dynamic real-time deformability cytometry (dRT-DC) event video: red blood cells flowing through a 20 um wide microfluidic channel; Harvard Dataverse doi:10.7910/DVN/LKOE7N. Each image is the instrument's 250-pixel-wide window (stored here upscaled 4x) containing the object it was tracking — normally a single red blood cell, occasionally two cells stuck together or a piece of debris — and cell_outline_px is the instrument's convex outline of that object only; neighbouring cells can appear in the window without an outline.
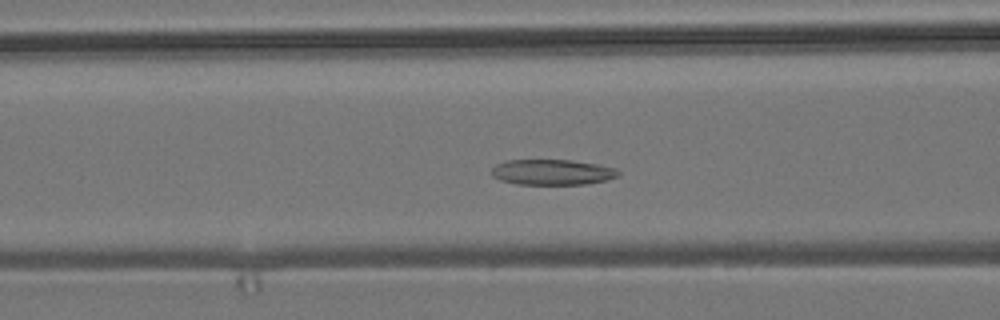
{"species": "common noctule bat (a hibernating species)", "species_latin": "Nyctalus noctula", "temperature_condition": "room temperature", "stored_images_in_passage": 53, "camera_frame_rate_fps": 3000, "um_per_image_px": 0.085, "animal": {"sex": "male", "body_mass_g": 19.2, "forearm_length_mm": 51.8}, "frame": {"image": 1, "passage_image": 19, "time_ms": 6.0, "image_size_px": [1000, 320], "cell_outline_px": [[620, 176], [608, 180], [584, 184], [516, 184], [500, 180], [492, 176], [492, 168], [496, 164], [508, 160], [572, 160], [596, 164], [616, 168], [620, 172]], "centroid_in_image_um": [46.96, 14.63], "position_along_channel_um": 119.6, "area_um2": 18.9}}
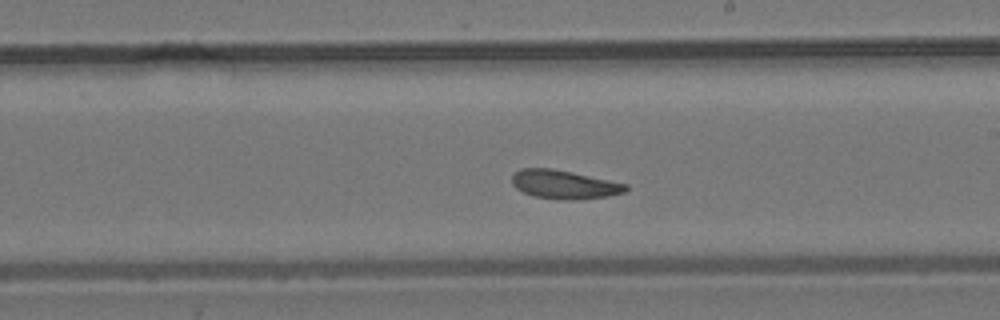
{"frame": {"image": 2, "passage_image": 29, "time_ms": 9.333, "image_size_px": [1000, 320], "cell_outline_px": [[628, 188], [624, 192], [608, 196], [572, 200], [560, 200], [532, 196], [516, 188], [512, 184], [512, 176], [520, 168], [552, 168], [572, 172], [628, 184]], "centroid_in_image_um": [47.94, 15.68], "position_along_channel_um": 241.1, "area_um2": 19.02}}
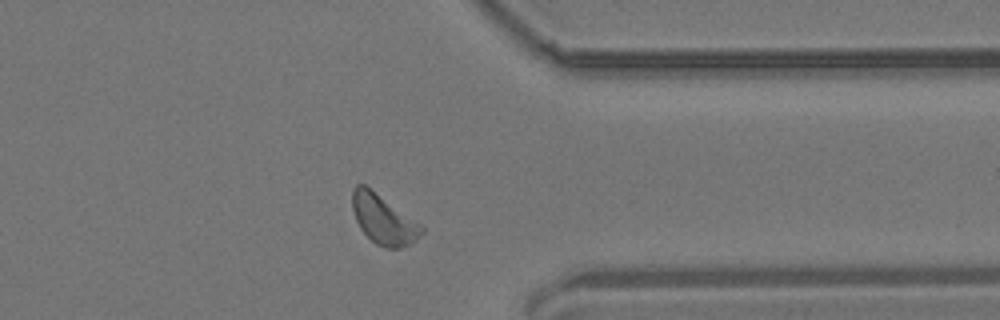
{"frame": {"image": 3, "passage_image": 41, "time_ms": 13.333, "image_size_px": [1000, 320], "cell_outline_px": [[424, 232], [412, 244], [400, 248], [384, 248], [376, 244], [360, 228], [356, 220], [352, 208], [352, 188], [356, 184], [364, 184], [420, 224], [424, 228]], "centroid_in_image_um": [32.58, 18.67], "position_along_channel_um": 378.8, "area_um2": 19.71}, "authors_computed_cell_mechanics": {"area_um2": 19.3052, "velocity_mm_per_s": 3.6502, "shape_relaxation_time_tau1_ms": 2.75, "shape_relaxation_time_tau2_ms": 6.5387, "deformation_change_tau1": 0.0838, "deformation_change_tau2": 0.1579}}